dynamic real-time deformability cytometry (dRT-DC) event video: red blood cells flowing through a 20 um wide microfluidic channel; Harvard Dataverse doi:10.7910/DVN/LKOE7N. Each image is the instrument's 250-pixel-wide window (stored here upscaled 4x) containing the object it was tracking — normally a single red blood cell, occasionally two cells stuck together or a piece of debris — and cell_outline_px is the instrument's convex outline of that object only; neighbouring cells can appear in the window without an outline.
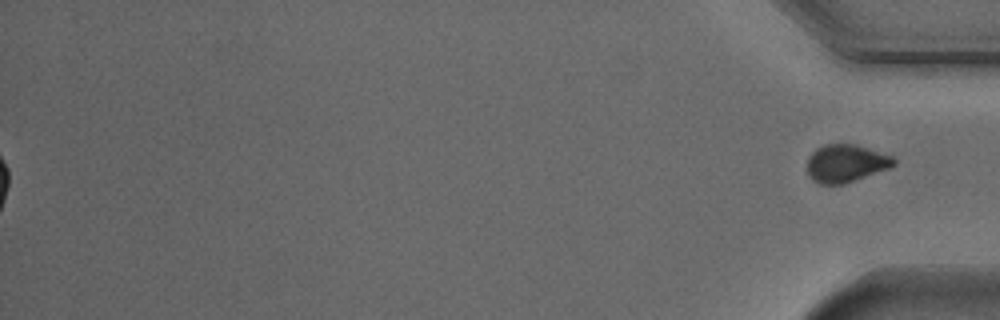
{"species": "Egyptian fruit bat (a non-hibernating species)", "species_latin": "Rousettus aegyptiacus", "temperature_condition": "cold", "stored_images_in_passage": 57, "segment_of_instrument_passage": [2, 2], "camera_frame_rate_fps": 3000, "um_per_image_px": 0.085, "animal": {"sex": "male"}, "frame": {"image": 1, "passage_image": 57, "time_ms": 18.667, "image_size_px": [1000, 320], "cell_outline_px": [[896, 164], [892, 168], [844, 184], [820, 184], [812, 180], [808, 176], [808, 156], [816, 148], [824, 144], [856, 144], [892, 156], [896, 160]], "centroid_in_image_um": [71.91, 13.89], "position_along_channel_um": 363.3, "area_um2": 19.31}}